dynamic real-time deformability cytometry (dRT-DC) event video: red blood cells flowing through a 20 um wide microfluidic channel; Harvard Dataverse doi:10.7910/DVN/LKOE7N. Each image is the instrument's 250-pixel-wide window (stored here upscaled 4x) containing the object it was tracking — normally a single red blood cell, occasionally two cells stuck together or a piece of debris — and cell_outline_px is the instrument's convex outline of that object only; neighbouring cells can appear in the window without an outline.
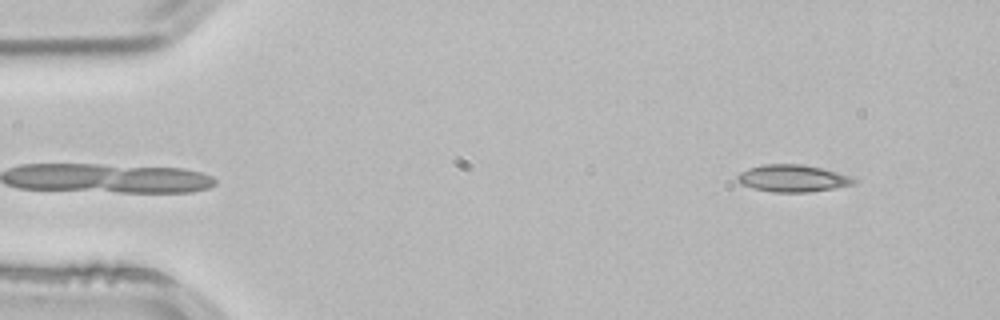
{"species": "common noctule bat (a hibernating species)", "species_latin": "Nyctalus noctula", "temperature_condition": "room temperature", "stored_images_in_passage": 3, "camera_frame_rate_fps": 3000, "um_per_image_px": 0.085, "animal": {"sex": "male", "body_mass_g": 21.5, "forearm_length_mm": 52.0}, "frame": {"image": 1, "passage_image": 3, "time_ms": 0.667, "image_size_px": [1000, 320], "cell_outline_px": [[860, 180], [852, 184], [832, 188], [808, 192], [772, 192], [752, 188], [740, 184], [736, 180], [736, 176], [740, 172], [748, 168], [764, 164], [800, 164], [820, 168], [852, 176]], "centroid_in_image_um": [67.34, 15.16], "position_along_channel_um": 17.7, "area_um2": 18.38}}